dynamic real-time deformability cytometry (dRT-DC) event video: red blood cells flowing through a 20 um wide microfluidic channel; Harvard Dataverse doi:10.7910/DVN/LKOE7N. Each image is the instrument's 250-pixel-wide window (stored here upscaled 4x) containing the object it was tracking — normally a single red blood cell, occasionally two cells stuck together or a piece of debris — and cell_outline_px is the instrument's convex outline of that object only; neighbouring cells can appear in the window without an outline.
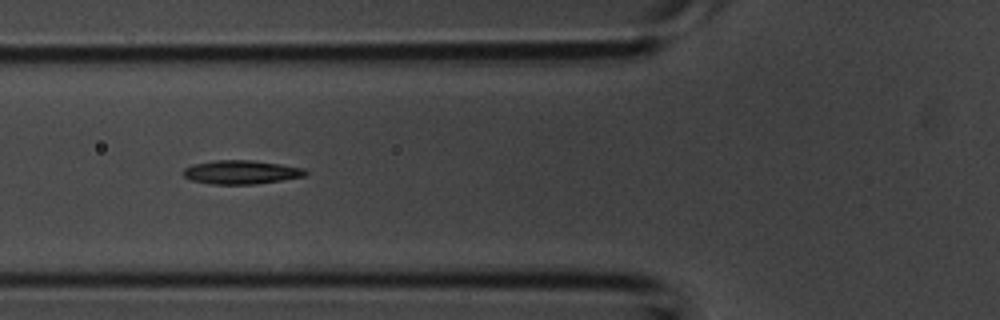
{"species": "common noctule bat (a hibernating species)", "species_latin": "Nyctalus noctula", "temperature_condition": "room temperature", "stored_images_in_passage": 27, "camera_frame_rate_fps": 3000, "um_per_image_px": 0.085, "animal": {"sex": "male", "body_mass_g": 20.1, "forearm_length_mm": 53.5}, "frame": {"image": 1, "passage_image": 5, "time_ms": 1.333, "image_size_px": [1000, 320], "cell_outline_px": [[308, 172], [304, 176], [256, 184], [212, 184], [192, 180], [184, 176], [184, 168], [192, 164], [212, 160], [252, 160], [280, 164], [304, 168]], "centroid_in_image_um": [20.48, 14.62], "position_along_channel_um": 105.3, "area_um2": 16.82}}
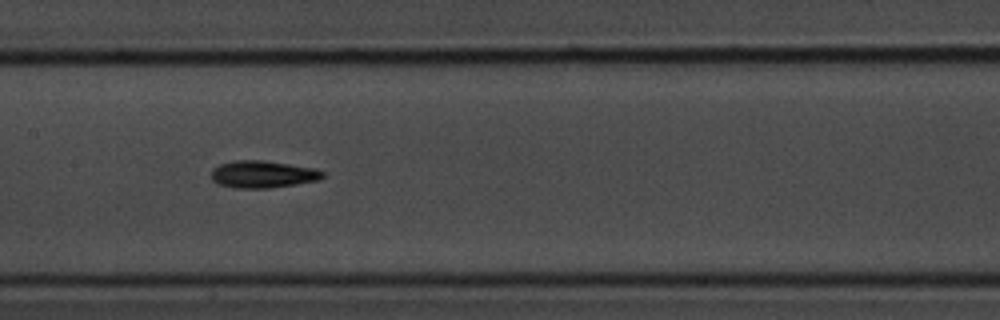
{"frame": {"image": 2, "passage_image": 10, "time_ms": 3.0, "image_size_px": [1000, 320], "cell_outline_px": [[324, 176], [320, 180], [296, 184], [268, 188], [232, 188], [216, 184], [212, 180], [212, 168], [220, 164], [232, 160], [264, 160], [316, 168], [324, 172]], "centroid_in_image_um": [22.32, 14.81], "position_along_channel_um": 185.1, "area_um2": 17.92}}
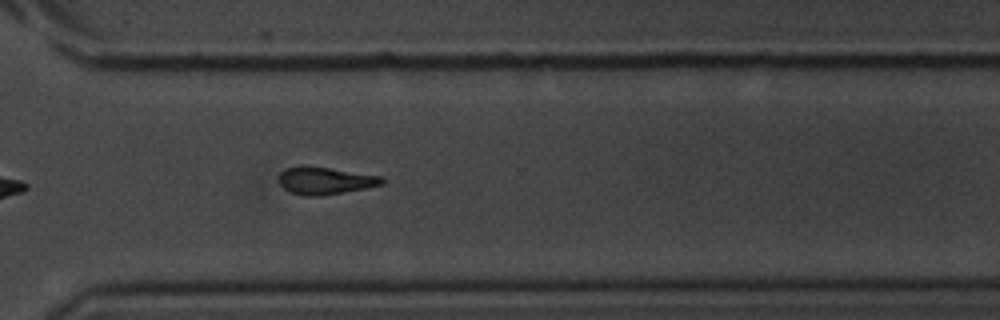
{"frame": {"image": 3, "passage_image": 20, "time_ms": 6.333, "image_size_px": [1000, 320], "cell_outline_px": [[384, 184], [344, 192], [320, 196], [304, 196], [292, 192], [284, 188], [280, 184], [280, 172], [284, 168], [304, 164], [380, 176], [384, 180]], "centroid_in_image_um": [27.59, 15.34], "position_along_channel_um": 343.0, "area_um2": 16.42}}